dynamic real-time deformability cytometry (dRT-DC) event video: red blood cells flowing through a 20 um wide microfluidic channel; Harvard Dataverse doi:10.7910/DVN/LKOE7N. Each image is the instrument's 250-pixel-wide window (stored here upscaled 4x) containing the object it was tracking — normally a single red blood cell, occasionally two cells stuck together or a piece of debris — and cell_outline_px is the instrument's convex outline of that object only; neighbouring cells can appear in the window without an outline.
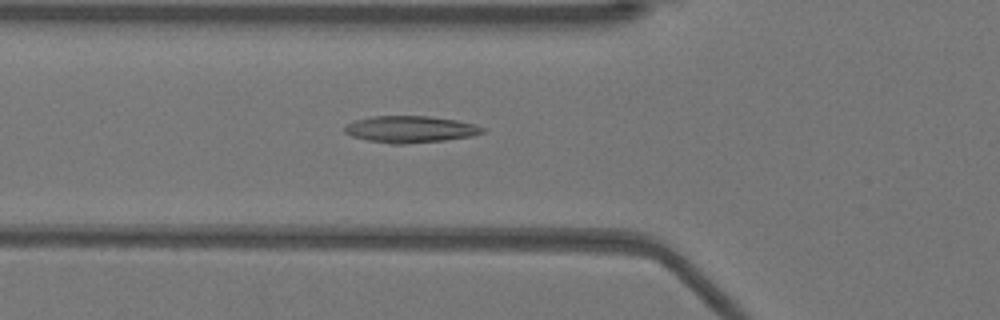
{"species": "Egyptian fruit bat (a non-hibernating species)", "species_latin": "Rousettus aegyptiacus", "temperature_condition": "warm", "stored_images_in_passage": 39, "camera_frame_rate_fps": 3000, "um_per_image_px": 0.085, "animal": {"sex": "female"}, "frame": {"image": 1, "passage_image": 6, "time_ms": 1.667, "image_size_px": [1000, 320], "cell_outline_px": [[484, 132], [472, 136], [444, 140], [404, 144], [392, 144], [368, 140], [352, 136], [344, 132], [344, 124], [356, 120], [372, 116], [428, 116], [456, 120], [476, 124], [484, 128]], "centroid_in_image_um": [34.86, 10.98], "position_along_channel_um": 90.9, "area_um2": 21.44}}
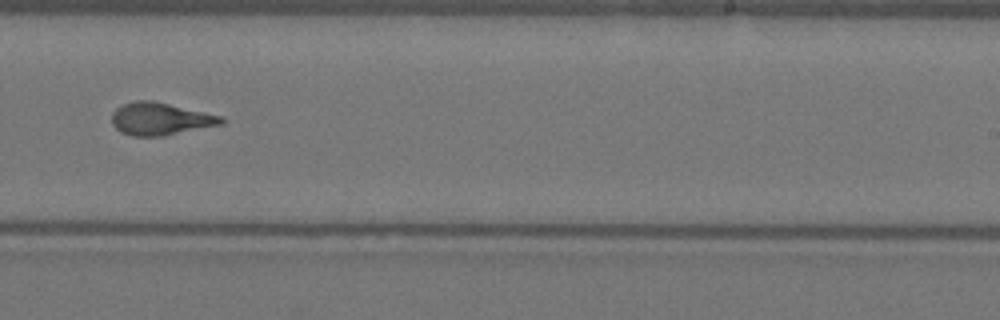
{"frame": {"image": 2, "passage_image": 20, "time_ms": 6.333, "image_size_px": [1000, 320], "cell_outline_px": [[224, 124], [164, 136], [132, 136], [120, 132], [112, 124], [112, 112], [116, 108], [124, 104], [136, 100], [152, 100], [220, 116], [224, 120]], "centroid_in_image_um": [13.6, 10.11], "position_along_channel_um": 275.4, "area_um2": 20.63}}
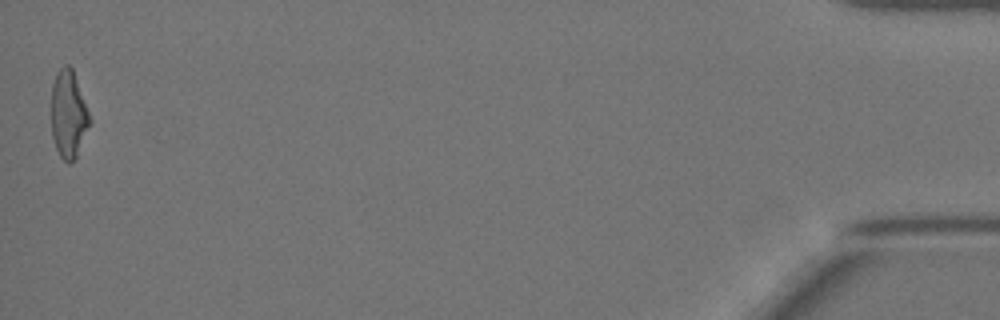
{"frame": {"image": 3, "passage_image": 39, "time_ms": 12.667, "image_size_px": [1000, 320], "cell_outline_px": [[92, 120], [76, 156], [68, 164], [60, 156], [56, 148], [52, 136], [52, 84], [56, 72], [64, 64], [68, 64], [72, 68]], "centroid_in_image_um": [5.82, 9.69], "position_along_channel_um": 429.4, "area_um2": 19.42}, "authors_computed_cell_mechanics": {"area_um2": 20.1144, "velocity_mm_per_s": 3.9495, "shape_relaxation_time_tau1_ms": 7.6583, "shape_relaxation_time_tau2_ms": 1.7531, "deformation_change_tau1": 0.2408, "deformation_change_tau2": 0.0987}}